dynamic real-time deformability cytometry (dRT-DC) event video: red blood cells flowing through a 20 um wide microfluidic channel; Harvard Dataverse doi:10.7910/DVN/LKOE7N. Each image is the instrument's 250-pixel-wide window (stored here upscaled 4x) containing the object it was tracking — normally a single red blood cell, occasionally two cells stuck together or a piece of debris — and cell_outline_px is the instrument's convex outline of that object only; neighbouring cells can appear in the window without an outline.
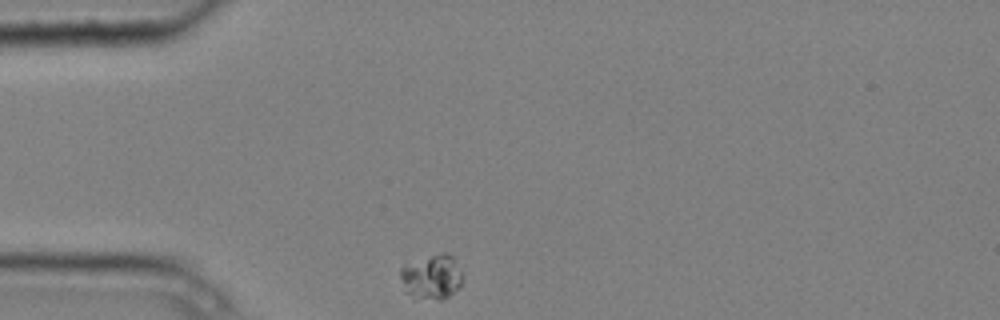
{"species": "common noctule bat (a hibernating species)", "species_latin": "Nyctalus noctula", "temperature_condition": "cold", "stored_images_in_passage": 4, "camera_frame_rate_fps": 3000, "um_per_image_px": 0.085, "animal": {"sex": "male", "body_mass_g": 20.4}, "frame": {"image": 1, "passage_image": 1, "time_ms": 0.0, "image_size_px": [1000, 320], "cell_outline_px": [[464, 280], [460, 288], [444, 300], [436, 300], [420, 296], [408, 292], [400, 276], [400, 268], [404, 264], [444, 252], [448, 252], [452, 256], [464, 276]], "centroid_in_image_um": [36.78, 23.52], "position_along_channel_um": 48.2, "area_um2": 15.95}}
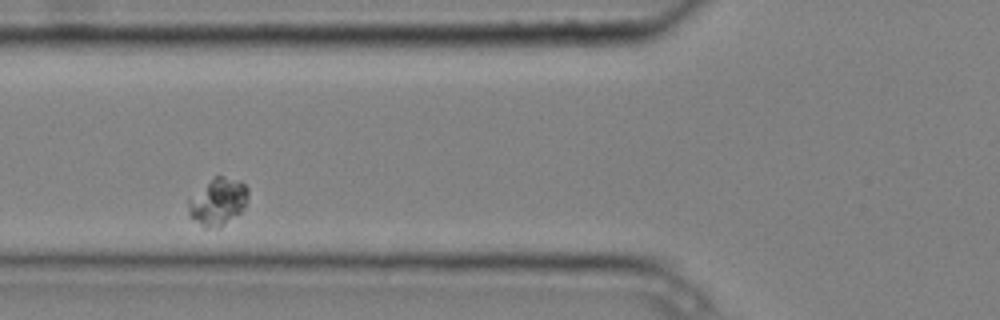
{"frame": {"image": 2, "passage_image": 3, "time_ms": 0.667, "image_size_px": [1000, 320], "cell_outline_px": [[248, 196], [244, 208], [240, 212], [220, 228], [204, 228], [188, 216], [188, 200], [216, 176], [224, 176], [240, 180], [248, 188]], "centroid_in_image_um": [18.53, 17.18], "position_along_channel_um": 107.3, "area_um2": 16.3}}
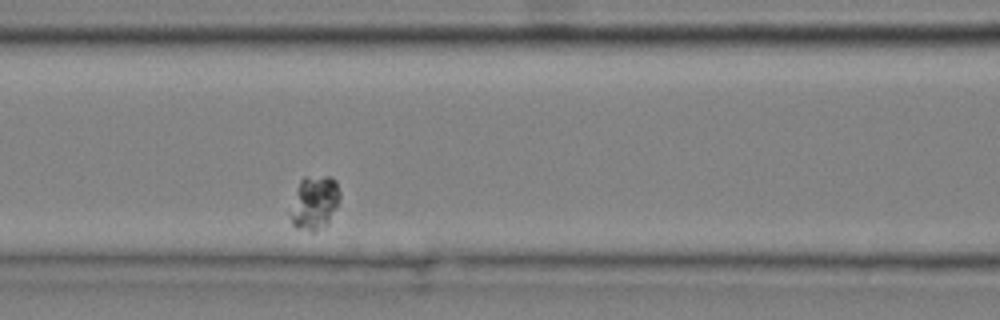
{"frame": {"image": 3, "passage_image": 4, "time_ms": 1.0, "image_size_px": [1000, 320], "cell_outline_px": [[340, 196], [336, 208], [328, 224], [324, 228], [312, 232], [296, 228], [292, 224], [288, 212], [300, 180], [304, 176], [332, 176], [336, 180], [340, 192]], "centroid_in_image_um": [26.72, 17.24], "position_along_channel_um": 139.9, "area_um2": 15.95}}